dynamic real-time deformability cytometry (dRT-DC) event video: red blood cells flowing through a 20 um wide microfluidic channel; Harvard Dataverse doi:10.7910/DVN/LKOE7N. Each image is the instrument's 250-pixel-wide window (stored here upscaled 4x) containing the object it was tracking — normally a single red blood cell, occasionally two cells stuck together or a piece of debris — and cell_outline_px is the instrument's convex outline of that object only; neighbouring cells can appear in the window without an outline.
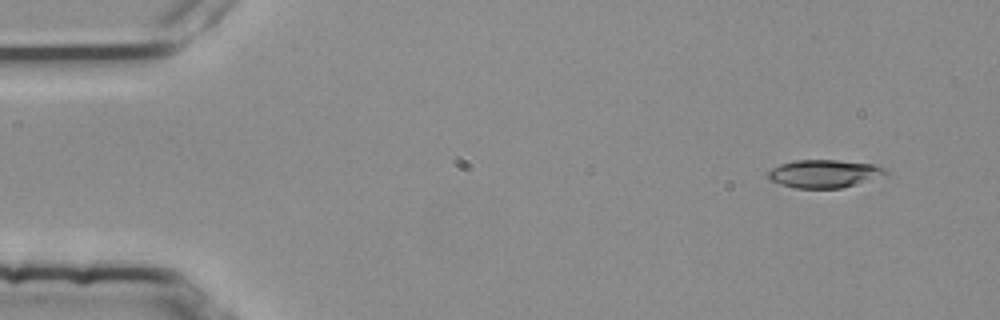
{"species": "common noctule bat (a hibernating species)", "species_latin": "Nyctalus noctula", "temperature_condition": "room temperature", "stored_images_in_passage": 4, "segment_of_instrument_passage": [2, 2], "camera_frame_rate_fps": 3000, "um_per_image_px": 0.085, "animal": {"sex": "female", "body_mass_g": 25.1}, "frame": {"image": 1, "passage_image": 4, "time_ms": 1.0, "image_size_px": [1000, 320], "cell_outline_px": [[888, 172], [884, 176], [840, 188], [796, 188], [780, 184], [768, 180], [768, 172], [772, 168], [780, 164], [796, 160], [836, 160], [880, 164]], "centroid_in_image_um": [70.07, 14.75], "position_along_channel_um": 14.9, "area_um2": 19.25}}